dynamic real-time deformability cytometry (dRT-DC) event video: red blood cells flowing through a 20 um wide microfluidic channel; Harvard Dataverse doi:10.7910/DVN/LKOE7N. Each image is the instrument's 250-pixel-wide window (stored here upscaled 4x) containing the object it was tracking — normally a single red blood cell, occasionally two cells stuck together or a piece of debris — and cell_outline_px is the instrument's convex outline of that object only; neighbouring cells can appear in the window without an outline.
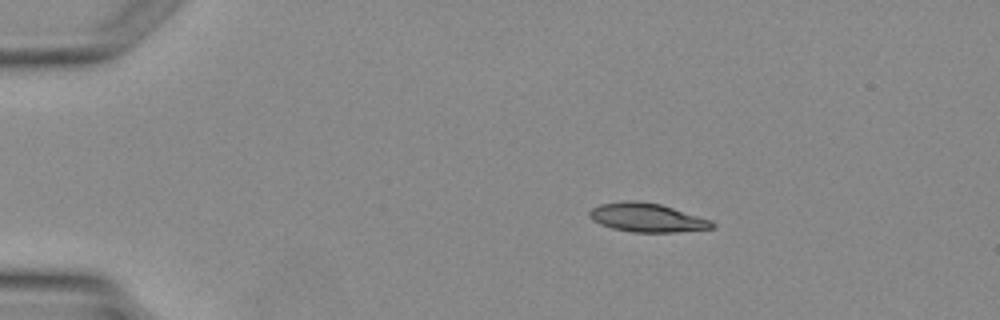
{"species": "Egyptian fruit bat (a non-hibernating species)", "species_latin": "Rousettus aegyptiacus", "temperature_condition": "warm", "stored_images_in_passage": 3, "camera_frame_rate_fps": 3000, "um_per_image_px": 0.085, "animal": {"sex": "female"}, "frame": {"image": 1, "passage_image": 2, "time_ms": 1.0, "image_size_px": [1000, 320], "cell_outline_px": [[716, 224], [712, 228], [676, 232], [632, 232], [612, 228], [600, 224], [592, 220], [588, 216], [588, 212], [592, 208], [600, 204], [620, 200], [636, 200], [660, 204], [712, 220]], "centroid_in_image_um": [54.96, 18.49], "position_along_channel_um": 30.0, "area_um2": 20.69}}